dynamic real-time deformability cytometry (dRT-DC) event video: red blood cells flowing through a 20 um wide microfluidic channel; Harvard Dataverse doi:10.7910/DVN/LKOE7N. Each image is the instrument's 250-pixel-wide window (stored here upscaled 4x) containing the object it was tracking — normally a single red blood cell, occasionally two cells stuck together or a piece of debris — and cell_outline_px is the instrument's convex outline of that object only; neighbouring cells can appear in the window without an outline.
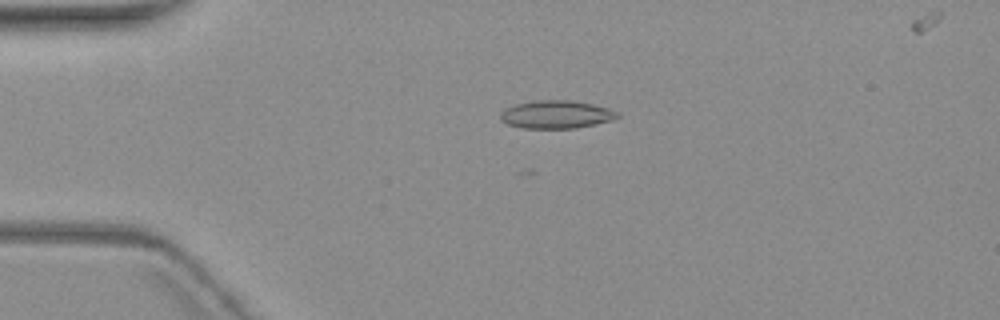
{"species": "common noctule bat (a hibernating species)", "species_latin": "Nyctalus noctula", "temperature_condition": "warm", "stored_images_in_passage": 5, "camera_frame_rate_fps": 3000, "um_per_image_px": 0.085, "animal": {"sex": "female", "body_mass_g": 19.3, "forearm_length_mm": 54.1}, "frame": {"image": 1, "passage_image": 3, "time_ms": 2.333, "image_size_px": [1000, 320], "cell_outline_px": [[620, 116], [612, 120], [596, 124], [576, 128], [524, 128], [508, 124], [500, 120], [500, 112], [504, 108], [512, 104], [536, 100], [572, 100], [592, 104], [608, 108], [620, 112]], "centroid_in_image_um": [47.27, 9.72], "position_along_channel_um": 37.7, "area_um2": 19.31}}
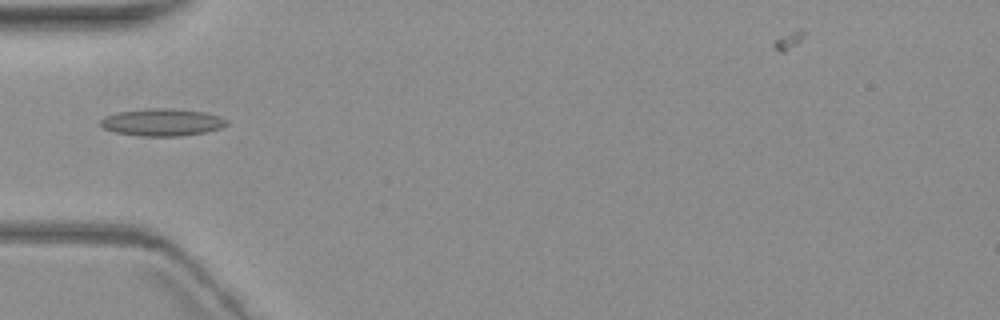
{"frame": {"image": 2, "passage_image": 4, "time_ms": 4.333, "image_size_px": [1000, 320], "cell_outline_px": [[228, 124], [220, 128], [204, 132], [180, 136], [140, 136], [116, 132], [104, 128], [100, 124], [100, 120], [104, 116], [116, 112], [144, 108], [172, 108], [204, 112], [220, 116], [228, 120]], "centroid_in_image_um": [13.77, 10.38], "position_along_channel_um": 71.2, "area_um2": 20.17}}
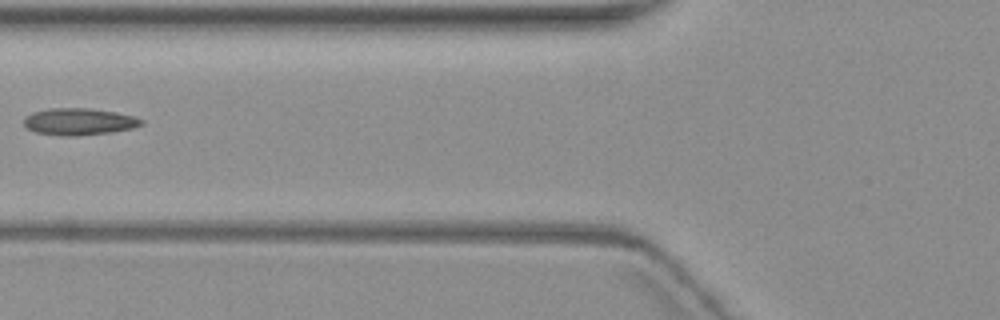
{"frame": {"image": 3, "passage_image": 5, "time_ms": 5.667, "image_size_px": [1000, 320], "cell_outline_px": [[144, 124], [132, 128], [112, 132], [80, 136], [60, 136], [36, 132], [24, 128], [24, 116], [32, 112], [48, 108], [88, 108], [116, 112], [132, 116], [144, 120]], "centroid_in_image_um": [6.68, 10.34], "position_along_channel_um": 119.1, "area_um2": 18.67}}